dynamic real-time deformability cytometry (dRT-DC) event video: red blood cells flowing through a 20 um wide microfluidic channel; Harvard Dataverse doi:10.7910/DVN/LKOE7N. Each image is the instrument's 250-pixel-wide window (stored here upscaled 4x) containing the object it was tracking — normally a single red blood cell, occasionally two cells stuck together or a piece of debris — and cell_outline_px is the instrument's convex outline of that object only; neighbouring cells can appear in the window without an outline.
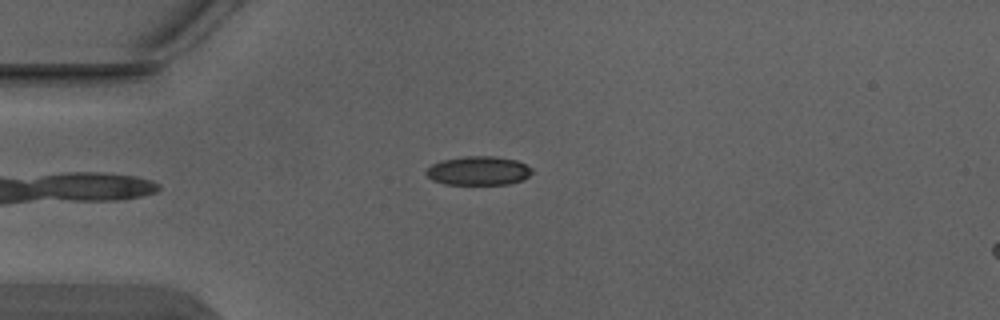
{"species": "Egyptian fruit bat (a non-hibernating species)", "species_latin": "Rousettus aegyptiacus", "temperature_condition": "warm", "stored_images_in_passage": 6, "camera_frame_rate_fps": 3000, "um_per_image_px": 0.085, "animal": {"sex": "male"}, "frame": {"image": 1, "passage_image": 4, "time_ms": 1.0, "image_size_px": [1000, 320], "cell_outline_px": [[532, 172], [524, 180], [508, 184], [444, 184], [432, 180], [424, 172], [432, 164], [440, 160], [464, 156], [496, 156], [516, 160], [532, 168]], "centroid_in_image_um": [40.65, 14.51], "position_along_channel_um": 44.3, "area_um2": 17.92}}
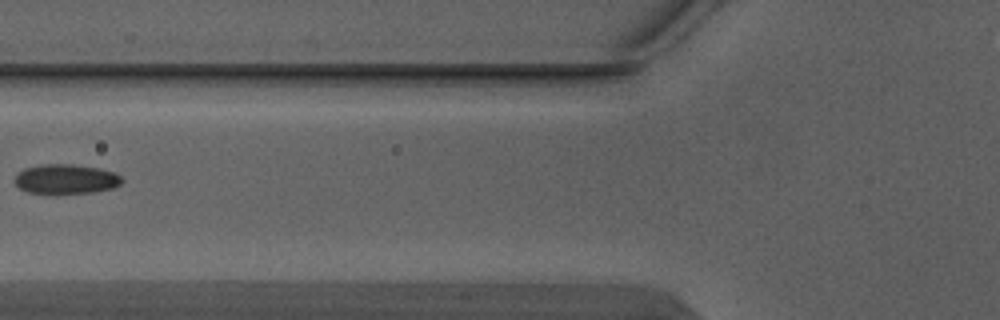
{"frame": {"image": 2, "passage_image": 6, "time_ms": 1.667, "image_size_px": [1000, 320], "cell_outline_px": [[124, 180], [120, 184], [112, 188], [92, 192], [56, 196], [28, 192], [20, 188], [12, 180], [16, 172], [24, 168], [40, 164], [72, 164], [96, 168], [116, 172]], "centroid_in_image_um": [5.54, 15.25], "position_along_channel_um": 120.3, "area_um2": 19.25}}